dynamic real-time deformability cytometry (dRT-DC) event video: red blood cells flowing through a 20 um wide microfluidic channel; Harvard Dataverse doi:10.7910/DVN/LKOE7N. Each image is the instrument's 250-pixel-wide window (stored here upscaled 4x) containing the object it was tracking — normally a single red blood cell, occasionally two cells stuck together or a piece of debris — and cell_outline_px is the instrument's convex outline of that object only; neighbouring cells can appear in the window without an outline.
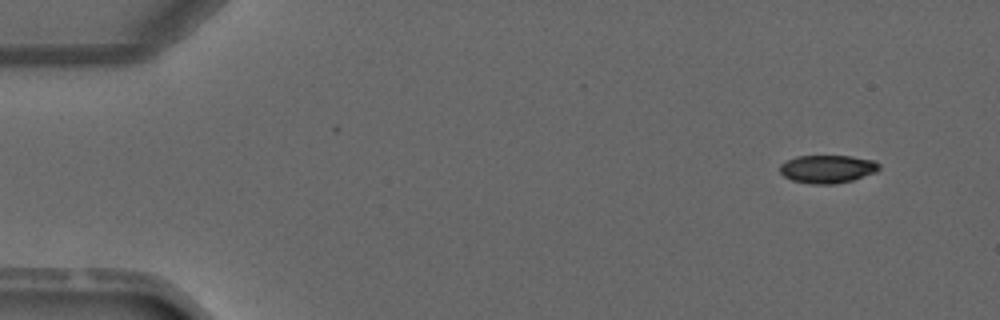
{"species": "common noctule bat (a hibernating species)", "species_latin": "Nyctalus noctula", "temperature_condition": "warm", "stored_images_in_passage": 4, "camera_frame_rate_fps": 3000, "um_per_image_px": 0.085, "animal": {"sex": "male", "forearm_length_mm": 52.5}, "frame": {"image": 1, "passage_image": 1, "time_ms": 0.0, "image_size_px": [1000, 320], "cell_outline_px": [[880, 168], [876, 172], [852, 180], [832, 184], [812, 184], [792, 180], [784, 176], [780, 172], [780, 164], [796, 156], [852, 156], [876, 160], [880, 164]], "centroid_in_image_um": [70.36, 14.35], "position_along_channel_um": 14.6, "area_um2": 16.24}}
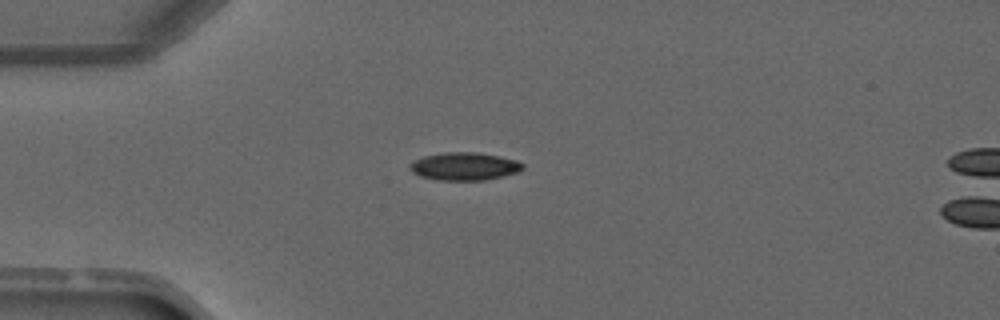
{"frame": {"image": 2, "passage_image": 3, "time_ms": 2.667, "image_size_px": [1000, 320], "cell_outline_px": [[524, 168], [516, 172], [504, 176], [484, 180], [436, 180], [420, 176], [412, 172], [408, 168], [408, 164], [424, 156], [444, 152], [476, 152], [500, 156], [516, 160], [524, 164]], "centroid_in_image_um": [39.46, 14.14], "position_along_channel_um": 45.5, "area_um2": 18.38}}